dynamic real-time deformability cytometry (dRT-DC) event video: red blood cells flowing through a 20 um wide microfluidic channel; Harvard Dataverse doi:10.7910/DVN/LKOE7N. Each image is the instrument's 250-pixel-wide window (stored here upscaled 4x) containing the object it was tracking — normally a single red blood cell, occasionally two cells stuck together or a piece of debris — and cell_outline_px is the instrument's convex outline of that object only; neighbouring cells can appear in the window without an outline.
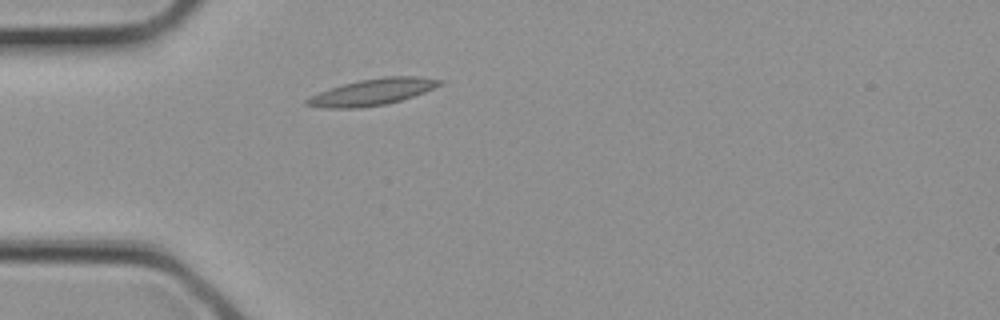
{"species": "common noctule bat (a hibernating species)", "species_latin": "Nyctalus noctula", "temperature_condition": "cold", "stored_images_in_passage": 1, "camera_frame_rate_fps": 3000, "um_per_image_px": 0.085, "animal": {"sex": "female", "body_mass_g": 21.9}, "frame": {"image": 1, "passage_image": 1, "time_ms": 0.0, "image_size_px": [1000, 320], "cell_outline_px": [[444, 84], [424, 92], [388, 104], [360, 108], [320, 108], [304, 104], [304, 100], [308, 96], [328, 88], [360, 80], [384, 76], [420, 76], [444, 80]], "centroid_in_image_um": [31.63, 7.82], "position_along_channel_um": 53.4, "area_um2": 20.75}}